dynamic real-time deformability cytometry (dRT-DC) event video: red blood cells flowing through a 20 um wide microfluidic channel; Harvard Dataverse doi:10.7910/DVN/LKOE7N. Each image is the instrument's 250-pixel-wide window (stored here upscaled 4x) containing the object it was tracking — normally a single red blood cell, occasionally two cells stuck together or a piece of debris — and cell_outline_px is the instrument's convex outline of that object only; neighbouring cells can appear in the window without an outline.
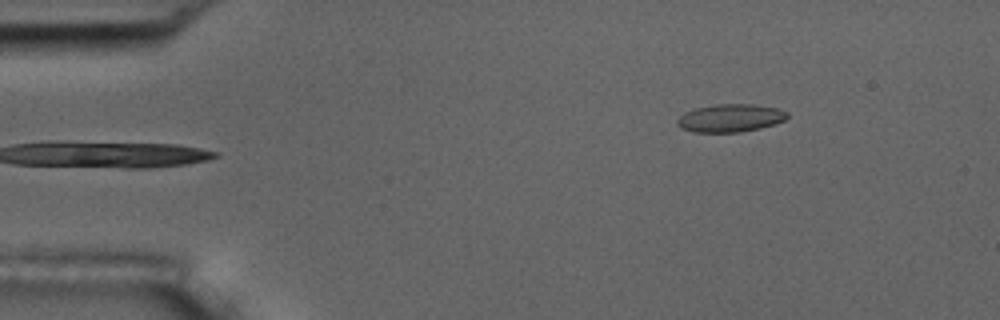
{"species": "common noctule bat (a hibernating species)", "species_latin": "Nyctalus noctula", "temperature_condition": "room temperature", "stored_images_in_passage": 4, "camera_frame_rate_fps": 3000, "um_per_image_px": 0.085, "animal": {"sex": "male", "body_mass_g": 17.5, "forearm_length_mm": 52.3}, "frame": {"image": 1, "passage_image": 4, "time_ms": 4.333, "image_size_px": [1000, 320], "cell_outline_px": [[788, 116], [784, 120], [776, 124], [760, 128], [740, 132], [692, 132], [680, 128], [676, 124], [676, 120], [684, 112], [692, 108], [716, 104], [756, 104], [776, 108], [788, 112]], "centroid_in_image_um": [62.04, 10.03], "position_along_channel_um": 23.0, "area_um2": 18.15}}